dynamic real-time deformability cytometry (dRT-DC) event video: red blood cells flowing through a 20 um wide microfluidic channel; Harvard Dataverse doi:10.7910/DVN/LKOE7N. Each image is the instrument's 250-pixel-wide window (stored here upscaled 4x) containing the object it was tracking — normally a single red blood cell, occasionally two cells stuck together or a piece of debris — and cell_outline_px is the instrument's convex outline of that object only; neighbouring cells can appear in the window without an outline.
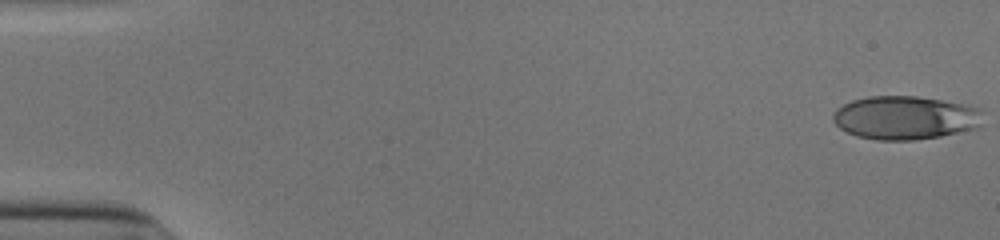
{"species": "human", "species_latin": "Homo sapiens", "temperature_condition": "cold", "stored_images_in_passage": 53, "camera_frame_rate_fps": 3000, "um_per_image_px": 0.085, "donor": {"sex": "male"}, "frame": {"image": 1, "passage_image": 1, "time_ms": 0.0, "image_size_px": [1000, 240], "cell_outline_px": [[980, 124], [976, 128], [940, 136], [912, 140], [880, 140], [856, 136], [840, 128], [832, 120], [832, 116], [836, 108], [852, 100], [868, 96], [916, 96], [968, 104], [980, 108]], "centroid_in_image_um": [76.92, 9.99], "position_along_channel_um": 8.1, "area_um2": 37.97}}
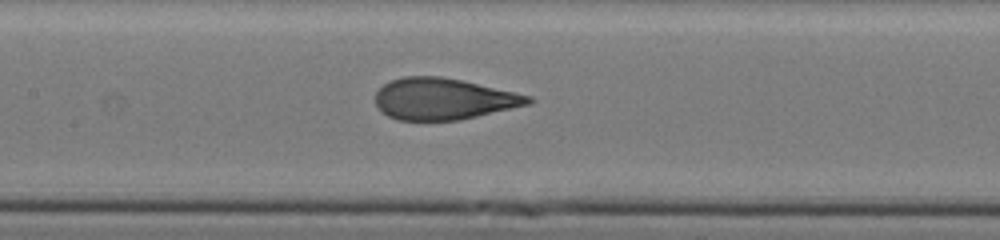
{"frame": {"image": 2, "passage_image": 26, "time_ms": 8.333, "image_size_px": [1000, 240], "cell_outline_px": [[536, 100], [532, 104], [460, 120], [400, 120], [388, 116], [376, 104], [376, 92], [384, 84], [392, 80], [404, 76], [440, 76], [464, 80], [532, 96]], "centroid_in_image_um": [37.76, 8.4], "position_along_channel_um": 169.6, "area_um2": 37.05}}
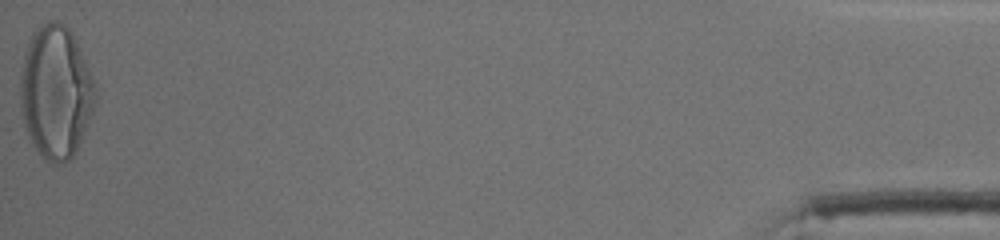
{"frame": {"image": 3, "passage_image": 53, "time_ms": 17.333, "image_size_px": [1000, 240], "cell_outline_px": [[96, 100], [92, 112], [76, 152], [68, 160], [56, 164], [48, 160], [32, 144], [24, 128], [20, 96], [20, 76], [24, 56], [32, 32], [36, 28], [48, 20], [56, 20], [64, 24], [68, 28], [76, 40], [96, 84]], "centroid_in_image_um": [4.74, 7.8], "position_along_channel_um": 430.5, "area_um2": 57.92}, "authors_computed_cell_mechanics": {"area_um2": 37.4544, "velocity_mm_per_s": 3.9255, "shape_relaxation_time_tau1_ms": 9.8075, "shape_relaxation_time_tau2_ms": null, "deformation_change_tau1": 0.3284, "deformation_change_tau2": null}}